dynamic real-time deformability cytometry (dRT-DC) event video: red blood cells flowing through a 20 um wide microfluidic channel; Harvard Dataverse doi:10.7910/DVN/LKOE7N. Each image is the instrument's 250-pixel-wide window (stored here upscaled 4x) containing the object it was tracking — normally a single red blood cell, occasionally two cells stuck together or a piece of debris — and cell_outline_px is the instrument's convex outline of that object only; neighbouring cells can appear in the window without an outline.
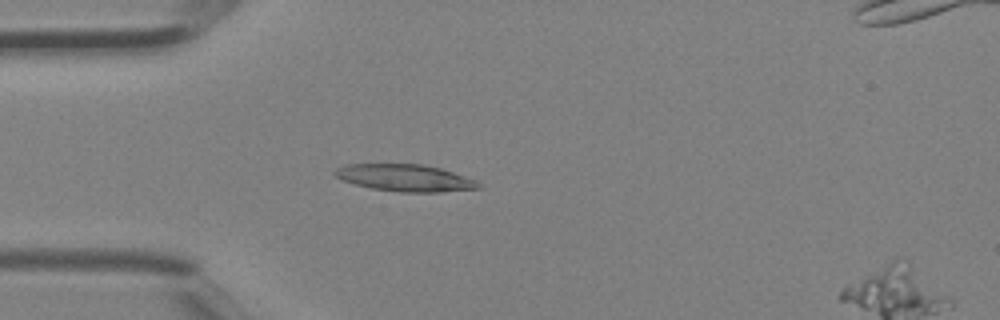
{"species": "Egyptian fruit bat (a non-hibernating species)", "species_latin": "Rousettus aegyptiacus", "temperature_condition": "room temperature", "stored_images_in_passage": 41, "camera_frame_rate_fps": 3000, "um_per_image_px": 0.085, "animal": {"sex": "female"}, "frame": {"image": 1, "passage_image": 12, "time_ms": 3.667, "image_size_px": [1000, 320], "cell_outline_px": [[480, 188], [440, 192], [400, 192], [372, 188], [356, 184], [344, 180], [336, 176], [332, 172], [336, 168], [344, 164], [424, 164], [440, 168], [476, 180], [480, 184]], "centroid_in_image_um": [34.42, 15.11], "position_along_channel_um": 50.6, "area_um2": 22.43}}
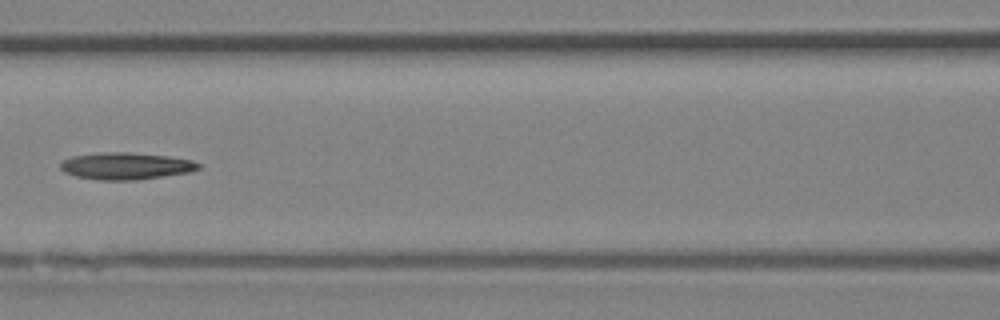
{"frame": {"image": 2, "passage_image": 19, "time_ms": 6.0, "image_size_px": [1000, 320], "cell_outline_px": [[200, 168], [188, 172], [136, 180], [100, 180], [76, 176], [64, 172], [60, 168], [60, 164], [64, 160], [72, 156], [104, 152], [128, 152], [168, 156], [192, 160], [200, 164]], "centroid_in_image_um": [10.68, 14.1], "position_along_channel_um": 155.9, "area_um2": 21.5}}
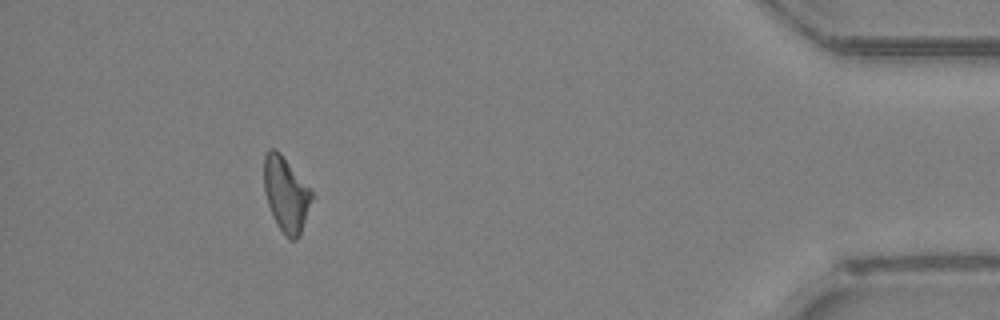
{"frame": {"image": 3, "passage_image": 38, "time_ms": 12.333, "image_size_px": [1000, 320], "cell_outline_px": [[316, 196], [300, 236], [296, 240], [288, 240], [276, 224], [272, 216], [264, 192], [264, 156], [268, 148], [276, 148], [280, 152]], "centroid_in_image_um": [24.34, 16.55], "position_along_channel_um": 410.9, "area_um2": 21.44}}